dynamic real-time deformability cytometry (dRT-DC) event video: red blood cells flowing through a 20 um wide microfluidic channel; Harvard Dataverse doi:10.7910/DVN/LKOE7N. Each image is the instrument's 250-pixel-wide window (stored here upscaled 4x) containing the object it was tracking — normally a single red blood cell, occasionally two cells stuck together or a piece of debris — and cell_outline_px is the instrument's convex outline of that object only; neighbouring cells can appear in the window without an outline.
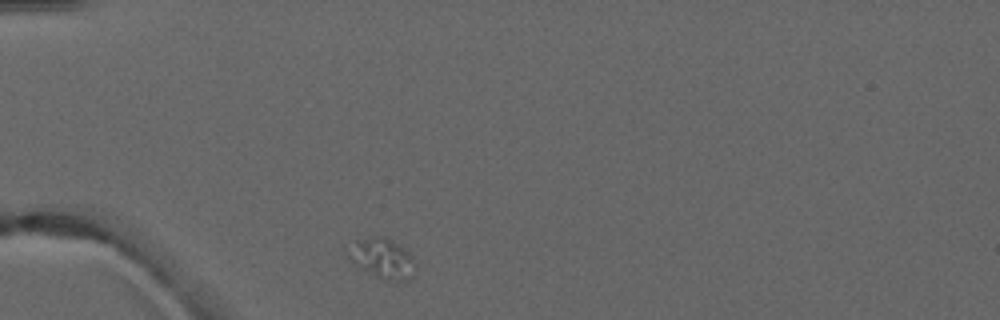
{"species": "common noctule bat (a hibernating species)", "species_latin": "Nyctalus noctula", "temperature_condition": "warm", "stored_images_in_passage": 3, "camera_frame_rate_fps": 3000, "um_per_image_px": 0.085, "animal": {"sex": "male", "forearm_length_mm": 52.5}, "frame": {"image": 1, "passage_image": 1, "time_ms": 0.0, "image_size_px": [1000, 320], "cell_outline_px": [[416, 264], [412, 276], [404, 280], [388, 280], [376, 276], [352, 260], [344, 252], [344, 248], [356, 240], [372, 236], [384, 236], [392, 240], [408, 252], [412, 256]], "centroid_in_image_um": [32.47, 21.91], "position_along_channel_um": 52.5, "area_um2": 15.43}}